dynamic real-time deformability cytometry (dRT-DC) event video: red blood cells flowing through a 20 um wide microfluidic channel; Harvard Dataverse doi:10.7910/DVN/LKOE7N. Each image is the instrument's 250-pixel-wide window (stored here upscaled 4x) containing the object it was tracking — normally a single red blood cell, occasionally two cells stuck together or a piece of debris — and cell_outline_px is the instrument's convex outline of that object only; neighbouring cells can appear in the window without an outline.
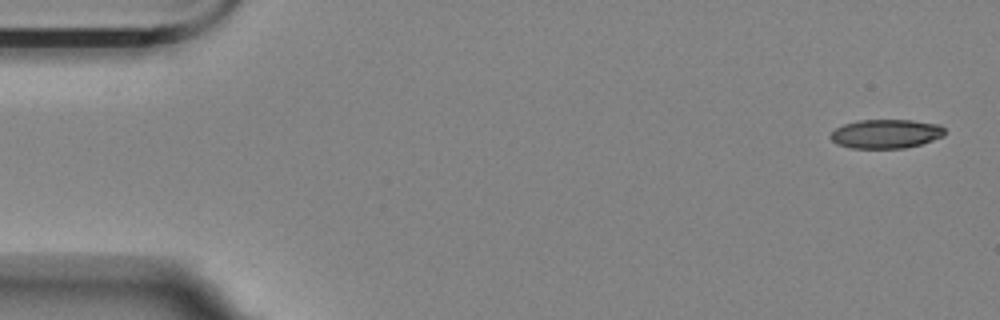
{"species": "Egyptian fruit bat (a non-hibernating species)", "species_latin": "Rousettus aegyptiacus", "temperature_condition": "room temperature", "stored_images_in_passage": 56, "camera_frame_rate_fps": 3000, "um_per_image_px": 0.085, "animal": {"sex": "female"}, "frame": {"image": 1, "passage_image": 1, "time_ms": 0.0, "image_size_px": [1000, 320], "cell_outline_px": [[944, 136], [920, 144], [904, 148], [852, 148], [836, 144], [828, 136], [836, 128], [844, 124], [856, 120], [912, 120], [940, 124], [944, 128]], "centroid_in_image_um": [75.29, 11.37], "position_along_channel_um": 9.7, "area_um2": 19.36}}
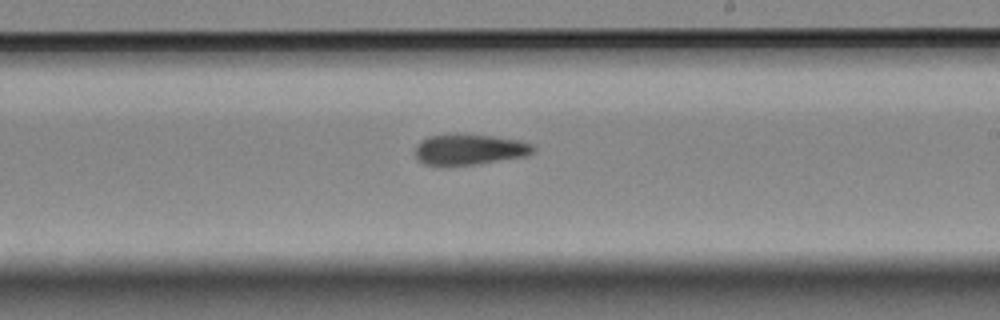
{"frame": {"image": 2, "passage_image": 32, "time_ms": 10.333, "image_size_px": [1000, 320], "cell_outline_px": [[536, 148], [528, 156], [476, 164], [424, 164], [416, 156], [416, 144], [420, 140], [428, 136], [492, 136], [516, 140], [532, 144]], "centroid_in_image_um": [39.94, 12.72], "position_along_channel_um": 249.1, "area_um2": 20.23}}
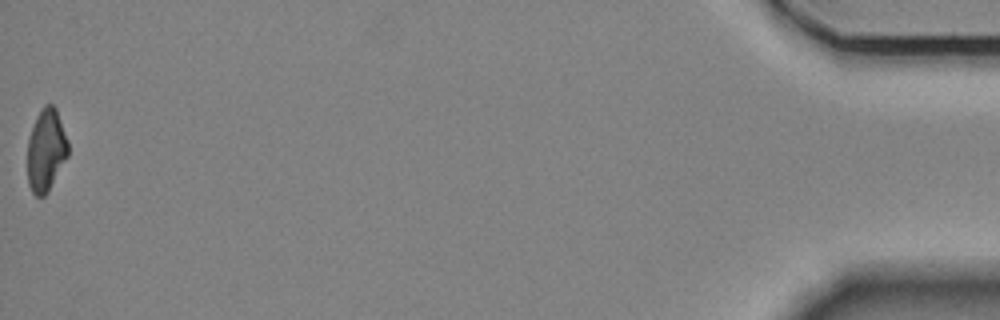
{"frame": {"image": 3, "passage_image": 56, "time_ms": 18.333, "image_size_px": [1000, 320], "cell_outline_px": [[68, 156], [48, 192], [44, 196], [36, 196], [32, 192], [28, 184], [28, 140], [36, 116], [40, 108], [44, 104], [52, 104], [56, 108], [68, 140]], "centroid_in_image_um": [3.92, 12.75], "position_along_channel_um": 431.3, "area_um2": 19.59}, "authors_computed_cell_mechanics": {"area_um2": 20.9814, "velocity_mm_per_s": 3.4915, "shape_relaxation_time_tau1_ms": 8.2024, "shape_relaxation_time_tau2_ms": 8.6246, "deformation_change_tau1": 0.2022, "deformation_change_tau2": 0.1877}}